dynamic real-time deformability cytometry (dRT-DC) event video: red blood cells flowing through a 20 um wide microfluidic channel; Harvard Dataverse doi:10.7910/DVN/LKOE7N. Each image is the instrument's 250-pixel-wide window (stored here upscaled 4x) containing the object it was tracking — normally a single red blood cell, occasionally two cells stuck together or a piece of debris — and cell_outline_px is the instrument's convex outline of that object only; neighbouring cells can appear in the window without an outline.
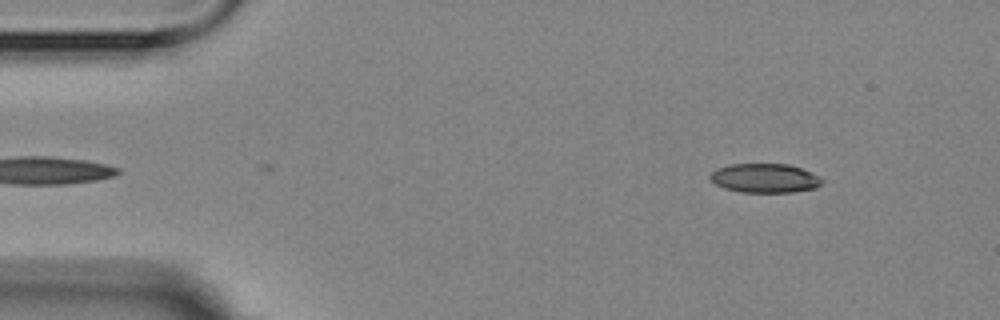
{"species": "Egyptian fruit bat (a non-hibernating species)", "species_latin": "Rousettus aegyptiacus", "temperature_condition": "room temperature", "stored_images_in_passage": 2, "camera_frame_rate_fps": 3000, "um_per_image_px": 0.085, "animal": {"sex": "female"}, "frame": {"image": 1, "passage_image": 2, "time_ms": 2.0, "image_size_px": [1000, 320], "cell_outline_px": [[824, 180], [816, 188], [792, 192], [740, 192], [724, 188], [716, 184], [708, 176], [716, 168], [728, 164], [788, 164], [800, 168]], "centroid_in_image_um": [64.96, 15.14], "position_along_channel_um": 20.0, "area_um2": 18.84}}